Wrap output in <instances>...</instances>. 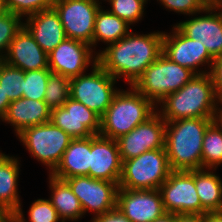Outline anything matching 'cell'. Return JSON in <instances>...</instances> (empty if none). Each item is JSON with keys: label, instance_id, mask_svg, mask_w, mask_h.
<instances>
[{"label": "cell", "instance_id": "6da1fadb", "mask_svg": "<svg viewBox=\"0 0 222 222\" xmlns=\"http://www.w3.org/2000/svg\"><path fill=\"white\" fill-rule=\"evenodd\" d=\"M164 32L136 34L132 31L119 41L108 44L97 54L98 64L116 80L124 78L133 86L145 69L163 53ZM122 76V77H121Z\"/></svg>", "mask_w": 222, "mask_h": 222}, {"label": "cell", "instance_id": "7a4b0ae2", "mask_svg": "<svg viewBox=\"0 0 222 222\" xmlns=\"http://www.w3.org/2000/svg\"><path fill=\"white\" fill-rule=\"evenodd\" d=\"M213 118H187L166 122L165 149L172 171L202 169V144Z\"/></svg>", "mask_w": 222, "mask_h": 222}, {"label": "cell", "instance_id": "3957f363", "mask_svg": "<svg viewBox=\"0 0 222 222\" xmlns=\"http://www.w3.org/2000/svg\"><path fill=\"white\" fill-rule=\"evenodd\" d=\"M157 112L166 121L187 118H213L219 105L209 73L196 74L181 89L159 102Z\"/></svg>", "mask_w": 222, "mask_h": 222}, {"label": "cell", "instance_id": "277c9868", "mask_svg": "<svg viewBox=\"0 0 222 222\" xmlns=\"http://www.w3.org/2000/svg\"><path fill=\"white\" fill-rule=\"evenodd\" d=\"M130 87L128 91L118 90L114 95L111 104L100 118L99 135L116 140L156 112V104L133 86Z\"/></svg>", "mask_w": 222, "mask_h": 222}, {"label": "cell", "instance_id": "5b68a950", "mask_svg": "<svg viewBox=\"0 0 222 222\" xmlns=\"http://www.w3.org/2000/svg\"><path fill=\"white\" fill-rule=\"evenodd\" d=\"M171 172L166 149L150 150L122 161L118 185L131 190L159 189Z\"/></svg>", "mask_w": 222, "mask_h": 222}, {"label": "cell", "instance_id": "8992f818", "mask_svg": "<svg viewBox=\"0 0 222 222\" xmlns=\"http://www.w3.org/2000/svg\"><path fill=\"white\" fill-rule=\"evenodd\" d=\"M196 75L190 69L171 61L163 53L150 64L133 87L154 104L178 91Z\"/></svg>", "mask_w": 222, "mask_h": 222}, {"label": "cell", "instance_id": "52a82bcc", "mask_svg": "<svg viewBox=\"0 0 222 222\" xmlns=\"http://www.w3.org/2000/svg\"><path fill=\"white\" fill-rule=\"evenodd\" d=\"M18 137L32 157L50 169V174L59 165L65 150L73 140L51 121L25 128Z\"/></svg>", "mask_w": 222, "mask_h": 222}, {"label": "cell", "instance_id": "ba28073f", "mask_svg": "<svg viewBox=\"0 0 222 222\" xmlns=\"http://www.w3.org/2000/svg\"><path fill=\"white\" fill-rule=\"evenodd\" d=\"M92 72L70 79V98L85 105L100 118L111 104L117 88L116 79L98 63L92 65Z\"/></svg>", "mask_w": 222, "mask_h": 222}, {"label": "cell", "instance_id": "9c48e42d", "mask_svg": "<svg viewBox=\"0 0 222 222\" xmlns=\"http://www.w3.org/2000/svg\"><path fill=\"white\" fill-rule=\"evenodd\" d=\"M99 0H55L53 8L59 15L66 37L83 41L93 47L94 24Z\"/></svg>", "mask_w": 222, "mask_h": 222}, {"label": "cell", "instance_id": "30bf717a", "mask_svg": "<svg viewBox=\"0 0 222 222\" xmlns=\"http://www.w3.org/2000/svg\"><path fill=\"white\" fill-rule=\"evenodd\" d=\"M166 213L205 214L194 181V170L172 171L159 188Z\"/></svg>", "mask_w": 222, "mask_h": 222}, {"label": "cell", "instance_id": "8fae6325", "mask_svg": "<svg viewBox=\"0 0 222 222\" xmlns=\"http://www.w3.org/2000/svg\"><path fill=\"white\" fill-rule=\"evenodd\" d=\"M64 180L79 199L84 214L90 211L98 216L116 208L117 183L85 175Z\"/></svg>", "mask_w": 222, "mask_h": 222}, {"label": "cell", "instance_id": "7c38bea8", "mask_svg": "<svg viewBox=\"0 0 222 222\" xmlns=\"http://www.w3.org/2000/svg\"><path fill=\"white\" fill-rule=\"evenodd\" d=\"M166 121L156 111L128 134L116 139L121 160L138 157L144 152L165 148Z\"/></svg>", "mask_w": 222, "mask_h": 222}, {"label": "cell", "instance_id": "4fadbf2b", "mask_svg": "<svg viewBox=\"0 0 222 222\" xmlns=\"http://www.w3.org/2000/svg\"><path fill=\"white\" fill-rule=\"evenodd\" d=\"M93 52L91 45L66 38L48 54L49 69L69 79L77 77L86 72L90 63H98L97 55L93 57Z\"/></svg>", "mask_w": 222, "mask_h": 222}, {"label": "cell", "instance_id": "5bb4252c", "mask_svg": "<svg viewBox=\"0 0 222 222\" xmlns=\"http://www.w3.org/2000/svg\"><path fill=\"white\" fill-rule=\"evenodd\" d=\"M172 29V34L163 35V54L196 74L209 73L197 69L203 64L210 65L208 67L211 68L214 58L208 53L207 48L199 40L187 37L176 25Z\"/></svg>", "mask_w": 222, "mask_h": 222}, {"label": "cell", "instance_id": "9a60e30c", "mask_svg": "<svg viewBox=\"0 0 222 222\" xmlns=\"http://www.w3.org/2000/svg\"><path fill=\"white\" fill-rule=\"evenodd\" d=\"M50 121L73 139L89 138L100 133V117L72 98L62 107L51 109Z\"/></svg>", "mask_w": 222, "mask_h": 222}, {"label": "cell", "instance_id": "2e32d148", "mask_svg": "<svg viewBox=\"0 0 222 222\" xmlns=\"http://www.w3.org/2000/svg\"><path fill=\"white\" fill-rule=\"evenodd\" d=\"M116 207L131 222H153L166 213L159 189L131 190L119 188Z\"/></svg>", "mask_w": 222, "mask_h": 222}, {"label": "cell", "instance_id": "e0dca14e", "mask_svg": "<svg viewBox=\"0 0 222 222\" xmlns=\"http://www.w3.org/2000/svg\"><path fill=\"white\" fill-rule=\"evenodd\" d=\"M217 10L208 6L204 10L207 15L176 24L187 37L199 40L213 58L222 55V12Z\"/></svg>", "mask_w": 222, "mask_h": 222}, {"label": "cell", "instance_id": "ac0fdd59", "mask_svg": "<svg viewBox=\"0 0 222 222\" xmlns=\"http://www.w3.org/2000/svg\"><path fill=\"white\" fill-rule=\"evenodd\" d=\"M121 172L122 160L117 141L101 135L91 136L89 176L118 184Z\"/></svg>", "mask_w": 222, "mask_h": 222}, {"label": "cell", "instance_id": "d6986e66", "mask_svg": "<svg viewBox=\"0 0 222 222\" xmlns=\"http://www.w3.org/2000/svg\"><path fill=\"white\" fill-rule=\"evenodd\" d=\"M2 61L25 72L49 69L48 54L24 26L16 33Z\"/></svg>", "mask_w": 222, "mask_h": 222}, {"label": "cell", "instance_id": "ffe728a7", "mask_svg": "<svg viewBox=\"0 0 222 222\" xmlns=\"http://www.w3.org/2000/svg\"><path fill=\"white\" fill-rule=\"evenodd\" d=\"M23 26L47 54L67 38L59 15L53 7L27 16Z\"/></svg>", "mask_w": 222, "mask_h": 222}, {"label": "cell", "instance_id": "44dd1931", "mask_svg": "<svg viewBox=\"0 0 222 222\" xmlns=\"http://www.w3.org/2000/svg\"><path fill=\"white\" fill-rule=\"evenodd\" d=\"M51 108L45 101L20 98L9 104L2 121L15 127L16 136L25 128L50 122Z\"/></svg>", "mask_w": 222, "mask_h": 222}, {"label": "cell", "instance_id": "7402d4cb", "mask_svg": "<svg viewBox=\"0 0 222 222\" xmlns=\"http://www.w3.org/2000/svg\"><path fill=\"white\" fill-rule=\"evenodd\" d=\"M90 169V137L73 139L65 150L61 162L51 173L59 179L74 176H89Z\"/></svg>", "mask_w": 222, "mask_h": 222}, {"label": "cell", "instance_id": "603a6c76", "mask_svg": "<svg viewBox=\"0 0 222 222\" xmlns=\"http://www.w3.org/2000/svg\"><path fill=\"white\" fill-rule=\"evenodd\" d=\"M19 161L0 152V207L5 213L14 214L21 206L17 186Z\"/></svg>", "mask_w": 222, "mask_h": 222}, {"label": "cell", "instance_id": "cb8c5ba5", "mask_svg": "<svg viewBox=\"0 0 222 222\" xmlns=\"http://www.w3.org/2000/svg\"><path fill=\"white\" fill-rule=\"evenodd\" d=\"M50 189L52 191V206L57 210L61 222L70 219L71 221L82 218L84 212L77 196L72 192L65 180L54 177L49 173Z\"/></svg>", "mask_w": 222, "mask_h": 222}, {"label": "cell", "instance_id": "d4e9b609", "mask_svg": "<svg viewBox=\"0 0 222 222\" xmlns=\"http://www.w3.org/2000/svg\"><path fill=\"white\" fill-rule=\"evenodd\" d=\"M210 169L194 170V181L201 206L207 212L222 211V181Z\"/></svg>", "mask_w": 222, "mask_h": 222}, {"label": "cell", "instance_id": "484cf974", "mask_svg": "<svg viewBox=\"0 0 222 222\" xmlns=\"http://www.w3.org/2000/svg\"><path fill=\"white\" fill-rule=\"evenodd\" d=\"M129 26L125 20L100 7L95 17L93 47L99 41L105 44L119 41L131 32Z\"/></svg>", "mask_w": 222, "mask_h": 222}, {"label": "cell", "instance_id": "4316f807", "mask_svg": "<svg viewBox=\"0 0 222 222\" xmlns=\"http://www.w3.org/2000/svg\"><path fill=\"white\" fill-rule=\"evenodd\" d=\"M222 164V130L213 121L206 129L202 144V169H214Z\"/></svg>", "mask_w": 222, "mask_h": 222}, {"label": "cell", "instance_id": "83f0119b", "mask_svg": "<svg viewBox=\"0 0 222 222\" xmlns=\"http://www.w3.org/2000/svg\"><path fill=\"white\" fill-rule=\"evenodd\" d=\"M25 71L0 61V86L10 101L23 97Z\"/></svg>", "mask_w": 222, "mask_h": 222}, {"label": "cell", "instance_id": "f1b7e54d", "mask_svg": "<svg viewBox=\"0 0 222 222\" xmlns=\"http://www.w3.org/2000/svg\"><path fill=\"white\" fill-rule=\"evenodd\" d=\"M70 98V79L60 74L50 73L47 81L44 101L51 108L62 107Z\"/></svg>", "mask_w": 222, "mask_h": 222}, {"label": "cell", "instance_id": "f546056e", "mask_svg": "<svg viewBox=\"0 0 222 222\" xmlns=\"http://www.w3.org/2000/svg\"><path fill=\"white\" fill-rule=\"evenodd\" d=\"M13 217L14 222H27L24 219L21 206L13 214ZM60 220L57 210L52 206L49 199H37L29 209L30 222H58Z\"/></svg>", "mask_w": 222, "mask_h": 222}, {"label": "cell", "instance_id": "4dcf8cb0", "mask_svg": "<svg viewBox=\"0 0 222 222\" xmlns=\"http://www.w3.org/2000/svg\"><path fill=\"white\" fill-rule=\"evenodd\" d=\"M50 69L26 71L23 80V97L44 101Z\"/></svg>", "mask_w": 222, "mask_h": 222}, {"label": "cell", "instance_id": "1f68e13d", "mask_svg": "<svg viewBox=\"0 0 222 222\" xmlns=\"http://www.w3.org/2000/svg\"><path fill=\"white\" fill-rule=\"evenodd\" d=\"M112 14L125 20L129 25L138 22L144 12V6L148 0H107Z\"/></svg>", "mask_w": 222, "mask_h": 222}, {"label": "cell", "instance_id": "d6a6232c", "mask_svg": "<svg viewBox=\"0 0 222 222\" xmlns=\"http://www.w3.org/2000/svg\"><path fill=\"white\" fill-rule=\"evenodd\" d=\"M21 20L19 15L12 12L0 16V61L4 59L16 33L23 27Z\"/></svg>", "mask_w": 222, "mask_h": 222}, {"label": "cell", "instance_id": "836d02e7", "mask_svg": "<svg viewBox=\"0 0 222 222\" xmlns=\"http://www.w3.org/2000/svg\"><path fill=\"white\" fill-rule=\"evenodd\" d=\"M55 0H5L9 12L22 17L53 7Z\"/></svg>", "mask_w": 222, "mask_h": 222}, {"label": "cell", "instance_id": "e575fe53", "mask_svg": "<svg viewBox=\"0 0 222 222\" xmlns=\"http://www.w3.org/2000/svg\"><path fill=\"white\" fill-rule=\"evenodd\" d=\"M170 11L189 16L200 14L208 7L206 0H159Z\"/></svg>", "mask_w": 222, "mask_h": 222}, {"label": "cell", "instance_id": "d590c367", "mask_svg": "<svg viewBox=\"0 0 222 222\" xmlns=\"http://www.w3.org/2000/svg\"><path fill=\"white\" fill-rule=\"evenodd\" d=\"M209 74L212 79L214 92L219 99L222 96V55L213 59Z\"/></svg>", "mask_w": 222, "mask_h": 222}, {"label": "cell", "instance_id": "8d00e7d4", "mask_svg": "<svg viewBox=\"0 0 222 222\" xmlns=\"http://www.w3.org/2000/svg\"><path fill=\"white\" fill-rule=\"evenodd\" d=\"M92 222H131L117 207L104 214L95 216Z\"/></svg>", "mask_w": 222, "mask_h": 222}, {"label": "cell", "instance_id": "74e56055", "mask_svg": "<svg viewBox=\"0 0 222 222\" xmlns=\"http://www.w3.org/2000/svg\"><path fill=\"white\" fill-rule=\"evenodd\" d=\"M178 222H205L204 214H178Z\"/></svg>", "mask_w": 222, "mask_h": 222}, {"label": "cell", "instance_id": "f35d334b", "mask_svg": "<svg viewBox=\"0 0 222 222\" xmlns=\"http://www.w3.org/2000/svg\"><path fill=\"white\" fill-rule=\"evenodd\" d=\"M11 101L0 86V119L2 120Z\"/></svg>", "mask_w": 222, "mask_h": 222}, {"label": "cell", "instance_id": "ab89813d", "mask_svg": "<svg viewBox=\"0 0 222 222\" xmlns=\"http://www.w3.org/2000/svg\"><path fill=\"white\" fill-rule=\"evenodd\" d=\"M205 222H222V211L206 212Z\"/></svg>", "mask_w": 222, "mask_h": 222}, {"label": "cell", "instance_id": "60d3db41", "mask_svg": "<svg viewBox=\"0 0 222 222\" xmlns=\"http://www.w3.org/2000/svg\"><path fill=\"white\" fill-rule=\"evenodd\" d=\"M153 222H178V214L165 213L163 216L155 219Z\"/></svg>", "mask_w": 222, "mask_h": 222}, {"label": "cell", "instance_id": "b9f144b4", "mask_svg": "<svg viewBox=\"0 0 222 222\" xmlns=\"http://www.w3.org/2000/svg\"><path fill=\"white\" fill-rule=\"evenodd\" d=\"M213 121L222 130V109L218 107L216 113L214 114Z\"/></svg>", "mask_w": 222, "mask_h": 222}, {"label": "cell", "instance_id": "7bdbcfd3", "mask_svg": "<svg viewBox=\"0 0 222 222\" xmlns=\"http://www.w3.org/2000/svg\"><path fill=\"white\" fill-rule=\"evenodd\" d=\"M0 222H14L13 214L5 213L1 218Z\"/></svg>", "mask_w": 222, "mask_h": 222}, {"label": "cell", "instance_id": "ee69618b", "mask_svg": "<svg viewBox=\"0 0 222 222\" xmlns=\"http://www.w3.org/2000/svg\"><path fill=\"white\" fill-rule=\"evenodd\" d=\"M7 12H9V11L6 7L5 0H0V16L6 14Z\"/></svg>", "mask_w": 222, "mask_h": 222}, {"label": "cell", "instance_id": "f6af8a7d", "mask_svg": "<svg viewBox=\"0 0 222 222\" xmlns=\"http://www.w3.org/2000/svg\"><path fill=\"white\" fill-rule=\"evenodd\" d=\"M207 2V5L209 7H218L221 3H222V0H206Z\"/></svg>", "mask_w": 222, "mask_h": 222}, {"label": "cell", "instance_id": "bcb514c9", "mask_svg": "<svg viewBox=\"0 0 222 222\" xmlns=\"http://www.w3.org/2000/svg\"><path fill=\"white\" fill-rule=\"evenodd\" d=\"M5 214V212L3 211V209L0 207V218Z\"/></svg>", "mask_w": 222, "mask_h": 222}, {"label": "cell", "instance_id": "7dc6e473", "mask_svg": "<svg viewBox=\"0 0 222 222\" xmlns=\"http://www.w3.org/2000/svg\"><path fill=\"white\" fill-rule=\"evenodd\" d=\"M217 8L222 12V3Z\"/></svg>", "mask_w": 222, "mask_h": 222}, {"label": "cell", "instance_id": "c3c4849f", "mask_svg": "<svg viewBox=\"0 0 222 222\" xmlns=\"http://www.w3.org/2000/svg\"><path fill=\"white\" fill-rule=\"evenodd\" d=\"M219 103L222 105V96L219 98Z\"/></svg>", "mask_w": 222, "mask_h": 222}]
</instances>
